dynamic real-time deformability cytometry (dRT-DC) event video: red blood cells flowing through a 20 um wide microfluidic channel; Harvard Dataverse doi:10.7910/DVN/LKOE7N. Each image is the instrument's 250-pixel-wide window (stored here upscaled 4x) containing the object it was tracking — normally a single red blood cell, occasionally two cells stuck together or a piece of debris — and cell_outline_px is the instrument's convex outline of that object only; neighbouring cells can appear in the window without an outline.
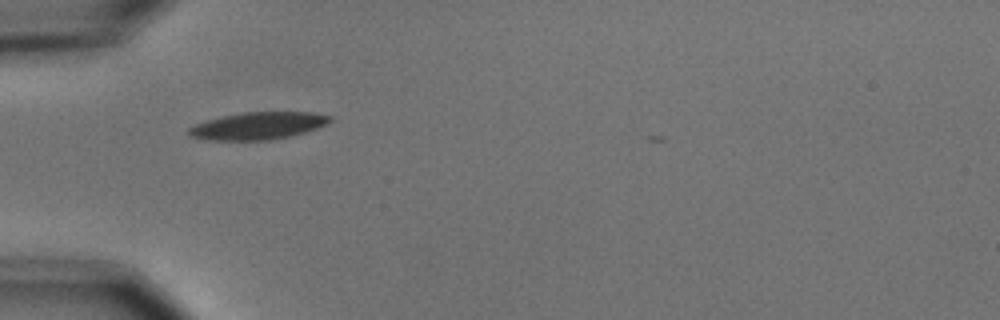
{"species": "common noctule bat (a hibernating species)", "species_latin": "Nyctalus noctula", "temperature_condition": "cold", "stored_images_in_passage": 2, "camera_frame_rate_fps": 3000, "um_per_image_px": 0.085, "animal": {"sex": "male", "body_mass_g": 15.6}, "frame": {"image": 1, "passage_image": 1, "time_ms": 0.0, "image_size_px": [1000, 320], "cell_outline_px": [[332, 120], [328, 124], [304, 132], [272, 140], [208, 140], [188, 136], [188, 128], [196, 124], [208, 120], [224, 116], [244, 112], [316, 112], [332, 116]], "centroid_in_image_um": [21.96, 10.69], "position_along_channel_um": 63.0, "area_um2": 22.43}}
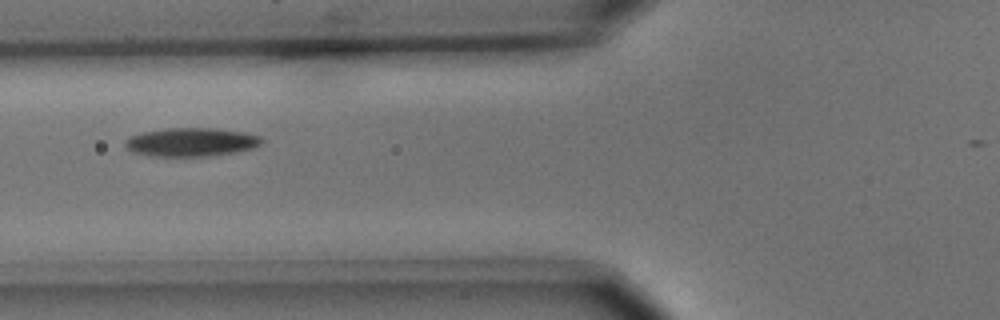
{"frame": {"image": 2, "passage_image": 2, "time_ms": 1.333, "image_size_px": [1000, 320], "cell_outline_px": [[264, 140], [260, 144], [252, 148], [236, 152], [208, 156], [152, 156], [132, 152], [124, 148], [124, 140], [128, 136], [144, 132], [168, 128], [216, 128], [244, 132], [260, 136]], "centroid_in_image_um": [16.21, 12.08], "position_along_channel_um": 109.6, "area_um2": 22.89}}